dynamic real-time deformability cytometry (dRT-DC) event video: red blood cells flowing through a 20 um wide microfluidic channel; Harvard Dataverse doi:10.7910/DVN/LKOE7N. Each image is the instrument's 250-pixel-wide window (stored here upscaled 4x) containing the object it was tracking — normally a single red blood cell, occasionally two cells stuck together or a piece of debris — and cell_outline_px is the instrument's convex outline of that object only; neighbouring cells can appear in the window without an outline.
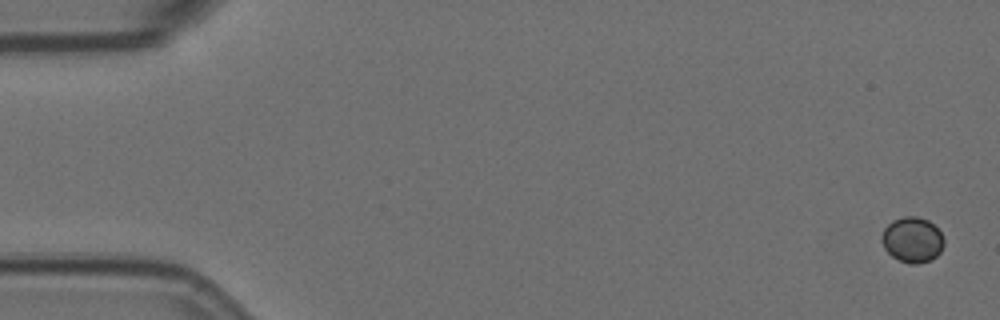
{"species": "Egyptian fruit bat (a non-hibernating species)", "species_latin": "Rousettus aegyptiacus", "temperature_condition": "room temperature", "stored_images_in_passage": 9, "camera_frame_rate_fps": 3000, "um_per_image_px": 0.085, "animal": {"sex": "female"}, "frame": {"image": 1, "passage_image": 1, "time_ms": 0.0, "image_size_px": [1000, 320], "cell_outline_px": [[944, 244], [940, 252], [932, 260], [920, 264], [908, 264], [892, 256], [884, 248], [880, 240], [880, 236], [884, 228], [892, 220], [904, 216], [916, 216], [928, 220], [940, 232], [944, 240]], "centroid_in_image_um": [77.53, 20.39], "position_along_channel_um": 7.5, "area_um2": 16.65}}
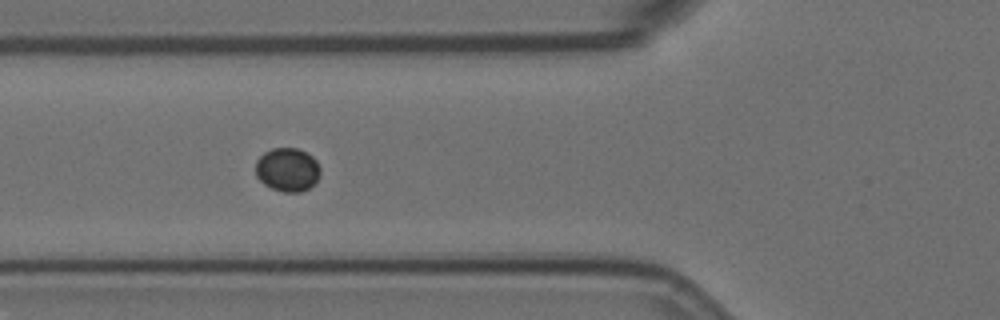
{"frame": {"image": 2, "passage_image": 6, "time_ms": 1.667, "image_size_px": [1000, 320], "cell_outline_px": [[320, 176], [308, 188], [300, 192], [284, 192], [272, 188], [264, 184], [256, 176], [256, 160], [264, 152], [272, 148], [296, 148], [312, 156], [316, 160], [320, 168]], "centroid_in_image_um": [24.42, 14.41], "position_along_channel_um": 101.4, "area_um2": 16.36}}
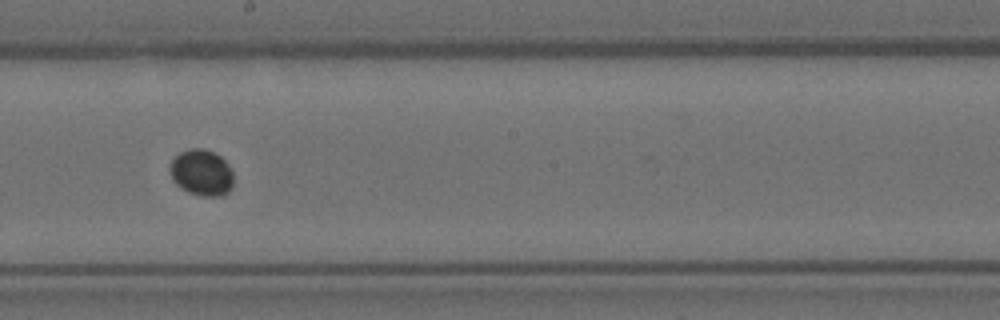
{"frame": {"image": 3, "passage_image": 9, "time_ms": 2.667, "image_size_px": [1000, 320], "cell_outline_px": [[232, 188], [228, 192], [220, 196], [200, 196], [188, 192], [180, 188], [172, 180], [168, 168], [172, 160], [180, 152], [188, 148], [204, 148], [220, 156], [228, 164], [232, 172]], "centroid_in_image_um": [17.1, 14.68], "position_along_channel_um": 231.1, "area_um2": 17.28}}